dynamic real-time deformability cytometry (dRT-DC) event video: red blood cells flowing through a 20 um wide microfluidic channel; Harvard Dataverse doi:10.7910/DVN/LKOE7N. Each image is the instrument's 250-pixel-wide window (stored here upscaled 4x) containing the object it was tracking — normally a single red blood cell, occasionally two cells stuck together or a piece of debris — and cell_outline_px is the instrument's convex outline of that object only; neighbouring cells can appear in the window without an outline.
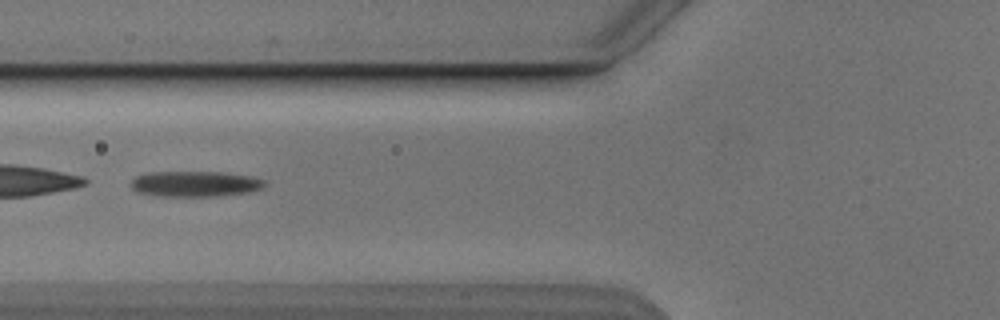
{"species": "Egyptian fruit bat (a non-hibernating species)", "species_latin": "Rousettus aegyptiacus", "temperature_condition": "cold", "stored_images_in_passage": 5, "camera_frame_rate_fps": 3000, "um_per_image_px": 0.085, "animal": {"sex": "male"}, "frame": {"image": 1, "passage_image": 3, "time_ms": 2.333, "image_size_px": [1000, 320], "cell_outline_px": [[264, 184], [260, 188], [248, 192], [216, 196], [164, 196], [136, 192], [132, 188], [132, 180], [136, 176], [152, 172], [224, 172], [248, 176], [264, 180]], "centroid_in_image_um": [16.55, 15.62], "position_along_channel_um": 109.3, "area_um2": 19.59}}
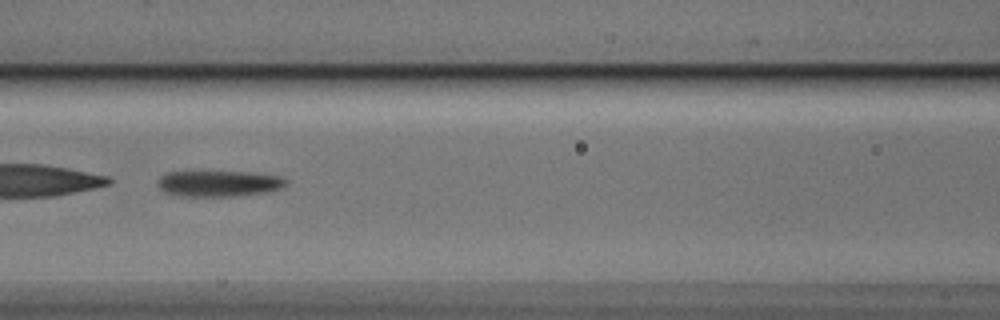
{"frame": {"image": 2, "passage_image": 4, "time_ms": 3.333, "image_size_px": [1000, 320], "cell_outline_px": [[288, 184], [284, 188], [272, 192], [240, 196], [180, 196], [164, 192], [160, 188], [160, 176], [168, 172], [256, 172], [280, 176], [288, 180]], "centroid_in_image_um": [18.73, 15.61], "position_along_channel_um": 147.9, "area_um2": 19.71}}